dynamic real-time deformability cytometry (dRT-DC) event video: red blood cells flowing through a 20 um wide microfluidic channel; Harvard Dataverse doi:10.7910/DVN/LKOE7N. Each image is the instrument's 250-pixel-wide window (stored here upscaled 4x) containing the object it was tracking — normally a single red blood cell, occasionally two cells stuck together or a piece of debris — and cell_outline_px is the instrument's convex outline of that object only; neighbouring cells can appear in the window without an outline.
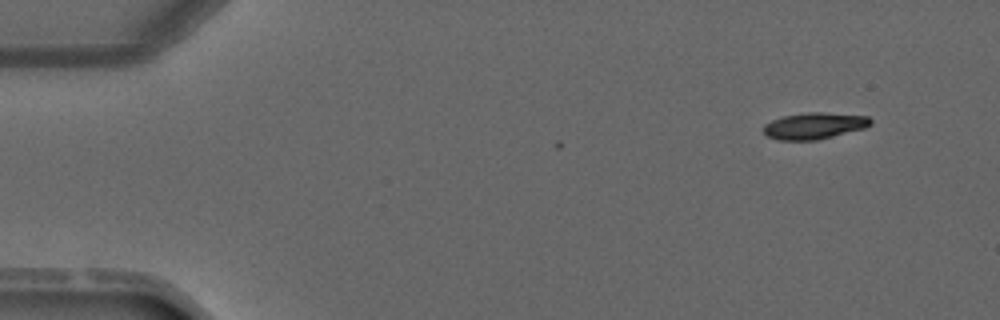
{"species": "common noctule bat (a hibernating species)", "species_latin": "Nyctalus noctula", "temperature_condition": "warm", "stored_images_in_passage": 3, "camera_frame_rate_fps": 3000, "um_per_image_px": 0.085, "animal": {"sex": "male", "forearm_length_mm": 52.5}, "frame": {"image": 1, "passage_image": 1, "time_ms": 0.0, "image_size_px": [1000, 320], "cell_outline_px": [[872, 124], [864, 128], [816, 140], [780, 140], [768, 136], [764, 132], [764, 124], [772, 120], [784, 116], [808, 112], [824, 112], [868, 116], [872, 120]], "centroid_in_image_um": [69.23, 10.68], "position_along_channel_um": 15.8, "area_um2": 16.36}}
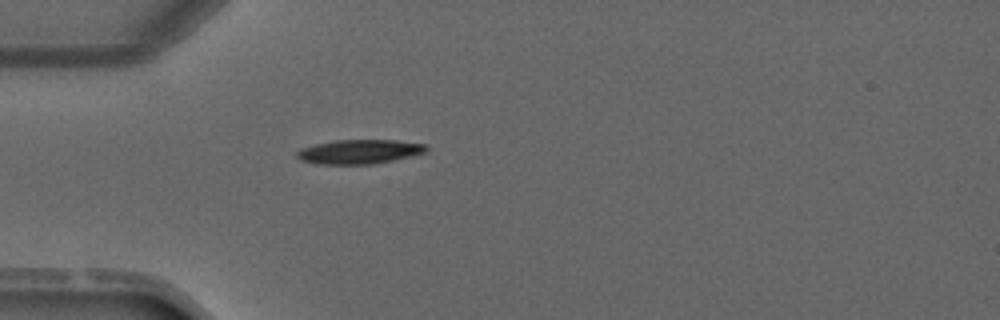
{"frame": {"image": 2, "passage_image": 3, "time_ms": 3.0, "image_size_px": [1000, 320], "cell_outline_px": [[428, 148], [424, 152], [392, 160], [372, 164], [316, 164], [300, 160], [296, 156], [296, 152], [300, 148], [316, 144], [336, 140], [396, 140], [428, 144]], "centroid_in_image_um": [30.51, 12.89], "position_along_channel_um": 54.5, "area_um2": 18.21}}